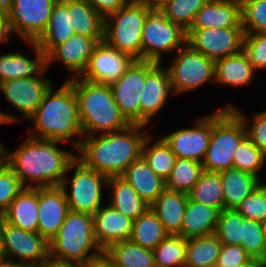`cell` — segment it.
<instances>
[{"label": "cell", "instance_id": "15", "mask_svg": "<svg viewBox=\"0 0 266 267\" xmlns=\"http://www.w3.org/2000/svg\"><path fill=\"white\" fill-rule=\"evenodd\" d=\"M194 126L184 127L162 138L177 158L202 163L209 146L212 130V113L195 119Z\"/></svg>", "mask_w": 266, "mask_h": 267}, {"label": "cell", "instance_id": "17", "mask_svg": "<svg viewBox=\"0 0 266 267\" xmlns=\"http://www.w3.org/2000/svg\"><path fill=\"white\" fill-rule=\"evenodd\" d=\"M134 61L130 55L118 51L103 40L94 47L89 64L80 78L91 83L111 84L118 80Z\"/></svg>", "mask_w": 266, "mask_h": 267}, {"label": "cell", "instance_id": "46", "mask_svg": "<svg viewBox=\"0 0 266 267\" xmlns=\"http://www.w3.org/2000/svg\"><path fill=\"white\" fill-rule=\"evenodd\" d=\"M242 50L257 73L266 70V34H244Z\"/></svg>", "mask_w": 266, "mask_h": 267}, {"label": "cell", "instance_id": "39", "mask_svg": "<svg viewBox=\"0 0 266 267\" xmlns=\"http://www.w3.org/2000/svg\"><path fill=\"white\" fill-rule=\"evenodd\" d=\"M187 238L168 234L153 250L155 267H184Z\"/></svg>", "mask_w": 266, "mask_h": 267}, {"label": "cell", "instance_id": "60", "mask_svg": "<svg viewBox=\"0 0 266 267\" xmlns=\"http://www.w3.org/2000/svg\"><path fill=\"white\" fill-rule=\"evenodd\" d=\"M258 186L262 189L263 193L266 196V182L262 181L261 178H259Z\"/></svg>", "mask_w": 266, "mask_h": 267}, {"label": "cell", "instance_id": "7", "mask_svg": "<svg viewBox=\"0 0 266 267\" xmlns=\"http://www.w3.org/2000/svg\"><path fill=\"white\" fill-rule=\"evenodd\" d=\"M70 171L72 172L71 176H69ZM107 180V176L88 168L76 157L69 164L66 175L60 184L65 193L69 210L93 215L103 206L102 204H105L103 202H106L103 191L107 188Z\"/></svg>", "mask_w": 266, "mask_h": 267}, {"label": "cell", "instance_id": "36", "mask_svg": "<svg viewBox=\"0 0 266 267\" xmlns=\"http://www.w3.org/2000/svg\"><path fill=\"white\" fill-rule=\"evenodd\" d=\"M168 234L157 215L149 208L133 221L129 240L144 248L154 250Z\"/></svg>", "mask_w": 266, "mask_h": 267}, {"label": "cell", "instance_id": "63", "mask_svg": "<svg viewBox=\"0 0 266 267\" xmlns=\"http://www.w3.org/2000/svg\"><path fill=\"white\" fill-rule=\"evenodd\" d=\"M109 267H121V266L114 265V264L109 260Z\"/></svg>", "mask_w": 266, "mask_h": 267}, {"label": "cell", "instance_id": "47", "mask_svg": "<svg viewBox=\"0 0 266 267\" xmlns=\"http://www.w3.org/2000/svg\"><path fill=\"white\" fill-rule=\"evenodd\" d=\"M24 189L17 175L5 164L0 170V215H4L13 199Z\"/></svg>", "mask_w": 266, "mask_h": 267}, {"label": "cell", "instance_id": "1", "mask_svg": "<svg viewBox=\"0 0 266 267\" xmlns=\"http://www.w3.org/2000/svg\"><path fill=\"white\" fill-rule=\"evenodd\" d=\"M26 137L14 151L6 148V165L24 187L60 186L76 153L60 147V141Z\"/></svg>", "mask_w": 266, "mask_h": 267}, {"label": "cell", "instance_id": "28", "mask_svg": "<svg viewBox=\"0 0 266 267\" xmlns=\"http://www.w3.org/2000/svg\"><path fill=\"white\" fill-rule=\"evenodd\" d=\"M9 224L30 232L38 230V187L24 189L13 199L5 214Z\"/></svg>", "mask_w": 266, "mask_h": 267}, {"label": "cell", "instance_id": "44", "mask_svg": "<svg viewBox=\"0 0 266 267\" xmlns=\"http://www.w3.org/2000/svg\"><path fill=\"white\" fill-rule=\"evenodd\" d=\"M243 217L234 209H223L218 216L215 234L224 244H242Z\"/></svg>", "mask_w": 266, "mask_h": 267}, {"label": "cell", "instance_id": "51", "mask_svg": "<svg viewBox=\"0 0 266 267\" xmlns=\"http://www.w3.org/2000/svg\"><path fill=\"white\" fill-rule=\"evenodd\" d=\"M11 36L14 37L11 27L10 20L7 11H2L0 13V45L5 44L10 41Z\"/></svg>", "mask_w": 266, "mask_h": 267}, {"label": "cell", "instance_id": "5", "mask_svg": "<svg viewBox=\"0 0 266 267\" xmlns=\"http://www.w3.org/2000/svg\"><path fill=\"white\" fill-rule=\"evenodd\" d=\"M103 256L94 237L93 215L69 210L49 241V258L57 263L84 264Z\"/></svg>", "mask_w": 266, "mask_h": 267}, {"label": "cell", "instance_id": "49", "mask_svg": "<svg viewBox=\"0 0 266 267\" xmlns=\"http://www.w3.org/2000/svg\"><path fill=\"white\" fill-rule=\"evenodd\" d=\"M242 217L261 222L266 217V196L257 186L235 209Z\"/></svg>", "mask_w": 266, "mask_h": 267}, {"label": "cell", "instance_id": "43", "mask_svg": "<svg viewBox=\"0 0 266 267\" xmlns=\"http://www.w3.org/2000/svg\"><path fill=\"white\" fill-rule=\"evenodd\" d=\"M241 26L244 34H266V0H241Z\"/></svg>", "mask_w": 266, "mask_h": 267}, {"label": "cell", "instance_id": "48", "mask_svg": "<svg viewBox=\"0 0 266 267\" xmlns=\"http://www.w3.org/2000/svg\"><path fill=\"white\" fill-rule=\"evenodd\" d=\"M242 246L222 243L216 267H260Z\"/></svg>", "mask_w": 266, "mask_h": 267}, {"label": "cell", "instance_id": "26", "mask_svg": "<svg viewBox=\"0 0 266 267\" xmlns=\"http://www.w3.org/2000/svg\"><path fill=\"white\" fill-rule=\"evenodd\" d=\"M189 194L165 189L150 208L157 215L164 229L169 234H179Z\"/></svg>", "mask_w": 266, "mask_h": 267}, {"label": "cell", "instance_id": "4", "mask_svg": "<svg viewBox=\"0 0 266 267\" xmlns=\"http://www.w3.org/2000/svg\"><path fill=\"white\" fill-rule=\"evenodd\" d=\"M68 81L77 96L83 137L117 132L130 125L121 114L110 84L91 83L80 77Z\"/></svg>", "mask_w": 266, "mask_h": 267}, {"label": "cell", "instance_id": "20", "mask_svg": "<svg viewBox=\"0 0 266 267\" xmlns=\"http://www.w3.org/2000/svg\"><path fill=\"white\" fill-rule=\"evenodd\" d=\"M69 211L60 186L38 187V230L48 242L57 234Z\"/></svg>", "mask_w": 266, "mask_h": 267}, {"label": "cell", "instance_id": "11", "mask_svg": "<svg viewBox=\"0 0 266 267\" xmlns=\"http://www.w3.org/2000/svg\"><path fill=\"white\" fill-rule=\"evenodd\" d=\"M51 80L50 77L36 76L1 82L0 93L20 115L0 111V120L6 124L28 120L38 108L45 92L53 84Z\"/></svg>", "mask_w": 266, "mask_h": 267}, {"label": "cell", "instance_id": "31", "mask_svg": "<svg viewBox=\"0 0 266 267\" xmlns=\"http://www.w3.org/2000/svg\"><path fill=\"white\" fill-rule=\"evenodd\" d=\"M224 193L225 209L236 207L258 186L259 178L252 173L237 168L219 172Z\"/></svg>", "mask_w": 266, "mask_h": 267}, {"label": "cell", "instance_id": "30", "mask_svg": "<svg viewBox=\"0 0 266 267\" xmlns=\"http://www.w3.org/2000/svg\"><path fill=\"white\" fill-rule=\"evenodd\" d=\"M75 34L68 7L57 1L53 7L47 28L36 41L42 52L47 55L55 46L66 42Z\"/></svg>", "mask_w": 266, "mask_h": 267}, {"label": "cell", "instance_id": "3", "mask_svg": "<svg viewBox=\"0 0 266 267\" xmlns=\"http://www.w3.org/2000/svg\"><path fill=\"white\" fill-rule=\"evenodd\" d=\"M53 86L45 92L38 108L28 119L33 128L27 134L37 139L70 144L69 147L77 150L83 139L77 96L68 80L56 90Z\"/></svg>", "mask_w": 266, "mask_h": 267}, {"label": "cell", "instance_id": "32", "mask_svg": "<svg viewBox=\"0 0 266 267\" xmlns=\"http://www.w3.org/2000/svg\"><path fill=\"white\" fill-rule=\"evenodd\" d=\"M63 3L71 12L75 34L104 38V18L87 0H68Z\"/></svg>", "mask_w": 266, "mask_h": 267}, {"label": "cell", "instance_id": "12", "mask_svg": "<svg viewBox=\"0 0 266 267\" xmlns=\"http://www.w3.org/2000/svg\"><path fill=\"white\" fill-rule=\"evenodd\" d=\"M58 0H8V16L14 37L36 42L49 23Z\"/></svg>", "mask_w": 266, "mask_h": 267}, {"label": "cell", "instance_id": "34", "mask_svg": "<svg viewBox=\"0 0 266 267\" xmlns=\"http://www.w3.org/2000/svg\"><path fill=\"white\" fill-rule=\"evenodd\" d=\"M221 247L215 233L187 238L184 267H215Z\"/></svg>", "mask_w": 266, "mask_h": 267}, {"label": "cell", "instance_id": "37", "mask_svg": "<svg viewBox=\"0 0 266 267\" xmlns=\"http://www.w3.org/2000/svg\"><path fill=\"white\" fill-rule=\"evenodd\" d=\"M189 197L193 201L217 208L220 212L225 209L224 193L219 173L204 171L189 192Z\"/></svg>", "mask_w": 266, "mask_h": 267}, {"label": "cell", "instance_id": "19", "mask_svg": "<svg viewBox=\"0 0 266 267\" xmlns=\"http://www.w3.org/2000/svg\"><path fill=\"white\" fill-rule=\"evenodd\" d=\"M100 41H103V38L74 34L46 55L47 69L51 68L54 61H60L71 74L67 80L80 77L89 64L94 47Z\"/></svg>", "mask_w": 266, "mask_h": 267}, {"label": "cell", "instance_id": "56", "mask_svg": "<svg viewBox=\"0 0 266 267\" xmlns=\"http://www.w3.org/2000/svg\"><path fill=\"white\" fill-rule=\"evenodd\" d=\"M24 267H53V261L50 259L42 262V263H37V264H24Z\"/></svg>", "mask_w": 266, "mask_h": 267}, {"label": "cell", "instance_id": "52", "mask_svg": "<svg viewBox=\"0 0 266 267\" xmlns=\"http://www.w3.org/2000/svg\"><path fill=\"white\" fill-rule=\"evenodd\" d=\"M170 0H132L133 3L143 6L150 11H161Z\"/></svg>", "mask_w": 266, "mask_h": 267}, {"label": "cell", "instance_id": "13", "mask_svg": "<svg viewBox=\"0 0 266 267\" xmlns=\"http://www.w3.org/2000/svg\"><path fill=\"white\" fill-rule=\"evenodd\" d=\"M186 34V44L214 61L243 48V27L188 29Z\"/></svg>", "mask_w": 266, "mask_h": 267}, {"label": "cell", "instance_id": "53", "mask_svg": "<svg viewBox=\"0 0 266 267\" xmlns=\"http://www.w3.org/2000/svg\"><path fill=\"white\" fill-rule=\"evenodd\" d=\"M82 267H109V259L103 254L96 260L82 264Z\"/></svg>", "mask_w": 266, "mask_h": 267}, {"label": "cell", "instance_id": "33", "mask_svg": "<svg viewBox=\"0 0 266 267\" xmlns=\"http://www.w3.org/2000/svg\"><path fill=\"white\" fill-rule=\"evenodd\" d=\"M103 254L121 267H155L153 250L144 248L128 240L108 246Z\"/></svg>", "mask_w": 266, "mask_h": 267}, {"label": "cell", "instance_id": "55", "mask_svg": "<svg viewBox=\"0 0 266 267\" xmlns=\"http://www.w3.org/2000/svg\"><path fill=\"white\" fill-rule=\"evenodd\" d=\"M0 267H24V264L2 257L0 258Z\"/></svg>", "mask_w": 266, "mask_h": 267}, {"label": "cell", "instance_id": "21", "mask_svg": "<svg viewBox=\"0 0 266 267\" xmlns=\"http://www.w3.org/2000/svg\"><path fill=\"white\" fill-rule=\"evenodd\" d=\"M33 50L34 58L22 51L0 54V83L18 78L46 76V55L36 42H26Z\"/></svg>", "mask_w": 266, "mask_h": 267}, {"label": "cell", "instance_id": "23", "mask_svg": "<svg viewBox=\"0 0 266 267\" xmlns=\"http://www.w3.org/2000/svg\"><path fill=\"white\" fill-rule=\"evenodd\" d=\"M241 26V1L208 0L196 13L189 29Z\"/></svg>", "mask_w": 266, "mask_h": 267}, {"label": "cell", "instance_id": "57", "mask_svg": "<svg viewBox=\"0 0 266 267\" xmlns=\"http://www.w3.org/2000/svg\"><path fill=\"white\" fill-rule=\"evenodd\" d=\"M53 267H82V264L57 263V262H53Z\"/></svg>", "mask_w": 266, "mask_h": 267}, {"label": "cell", "instance_id": "59", "mask_svg": "<svg viewBox=\"0 0 266 267\" xmlns=\"http://www.w3.org/2000/svg\"><path fill=\"white\" fill-rule=\"evenodd\" d=\"M8 9V0H0V10L7 11Z\"/></svg>", "mask_w": 266, "mask_h": 267}, {"label": "cell", "instance_id": "9", "mask_svg": "<svg viewBox=\"0 0 266 267\" xmlns=\"http://www.w3.org/2000/svg\"><path fill=\"white\" fill-rule=\"evenodd\" d=\"M172 56L168 70L175 96L215 83V61L185 44Z\"/></svg>", "mask_w": 266, "mask_h": 267}, {"label": "cell", "instance_id": "38", "mask_svg": "<svg viewBox=\"0 0 266 267\" xmlns=\"http://www.w3.org/2000/svg\"><path fill=\"white\" fill-rule=\"evenodd\" d=\"M203 172L202 163L191 159L177 158L172 173L165 181L166 189L189 194Z\"/></svg>", "mask_w": 266, "mask_h": 267}, {"label": "cell", "instance_id": "41", "mask_svg": "<svg viewBox=\"0 0 266 267\" xmlns=\"http://www.w3.org/2000/svg\"><path fill=\"white\" fill-rule=\"evenodd\" d=\"M266 165V155L245 136L234 154V168L247 171L261 178V170Z\"/></svg>", "mask_w": 266, "mask_h": 267}, {"label": "cell", "instance_id": "29", "mask_svg": "<svg viewBox=\"0 0 266 267\" xmlns=\"http://www.w3.org/2000/svg\"><path fill=\"white\" fill-rule=\"evenodd\" d=\"M219 213L217 208L193 201L189 197L183 217L181 236L190 238L214 234Z\"/></svg>", "mask_w": 266, "mask_h": 267}, {"label": "cell", "instance_id": "42", "mask_svg": "<svg viewBox=\"0 0 266 267\" xmlns=\"http://www.w3.org/2000/svg\"><path fill=\"white\" fill-rule=\"evenodd\" d=\"M208 0H170L161 12L172 22L188 30L196 13Z\"/></svg>", "mask_w": 266, "mask_h": 267}, {"label": "cell", "instance_id": "8", "mask_svg": "<svg viewBox=\"0 0 266 267\" xmlns=\"http://www.w3.org/2000/svg\"><path fill=\"white\" fill-rule=\"evenodd\" d=\"M149 9L133 2L104 19L103 40L135 60H142V30Z\"/></svg>", "mask_w": 266, "mask_h": 267}, {"label": "cell", "instance_id": "64", "mask_svg": "<svg viewBox=\"0 0 266 267\" xmlns=\"http://www.w3.org/2000/svg\"><path fill=\"white\" fill-rule=\"evenodd\" d=\"M218 1H241V0H218Z\"/></svg>", "mask_w": 266, "mask_h": 267}, {"label": "cell", "instance_id": "10", "mask_svg": "<svg viewBox=\"0 0 266 267\" xmlns=\"http://www.w3.org/2000/svg\"><path fill=\"white\" fill-rule=\"evenodd\" d=\"M186 30L161 11H150L142 30V60L162 64L163 55L176 53L186 44Z\"/></svg>", "mask_w": 266, "mask_h": 267}, {"label": "cell", "instance_id": "14", "mask_svg": "<svg viewBox=\"0 0 266 267\" xmlns=\"http://www.w3.org/2000/svg\"><path fill=\"white\" fill-rule=\"evenodd\" d=\"M152 61H145V82L140 98V125L147 126L174 95L166 67Z\"/></svg>", "mask_w": 266, "mask_h": 267}, {"label": "cell", "instance_id": "58", "mask_svg": "<svg viewBox=\"0 0 266 267\" xmlns=\"http://www.w3.org/2000/svg\"><path fill=\"white\" fill-rule=\"evenodd\" d=\"M2 120H0V125H4ZM0 156H6V146L3 145L2 141H0Z\"/></svg>", "mask_w": 266, "mask_h": 267}, {"label": "cell", "instance_id": "35", "mask_svg": "<svg viewBox=\"0 0 266 267\" xmlns=\"http://www.w3.org/2000/svg\"><path fill=\"white\" fill-rule=\"evenodd\" d=\"M152 136L154 137L149 133L145 138L141 156L155 174L166 181L172 173L177 157L162 137L151 144Z\"/></svg>", "mask_w": 266, "mask_h": 267}, {"label": "cell", "instance_id": "16", "mask_svg": "<svg viewBox=\"0 0 266 267\" xmlns=\"http://www.w3.org/2000/svg\"><path fill=\"white\" fill-rule=\"evenodd\" d=\"M4 257L22 264H37L49 260V242L38 232L15 227L5 221Z\"/></svg>", "mask_w": 266, "mask_h": 267}, {"label": "cell", "instance_id": "6", "mask_svg": "<svg viewBox=\"0 0 266 267\" xmlns=\"http://www.w3.org/2000/svg\"><path fill=\"white\" fill-rule=\"evenodd\" d=\"M215 110L212 112L210 142L202 165L204 171L219 173L234 167V154L246 136V128L231 108Z\"/></svg>", "mask_w": 266, "mask_h": 267}, {"label": "cell", "instance_id": "54", "mask_svg": "<svg viewBox=\"0 0 266 267\" xmlns=\"http://www.w3.org/2000/svg\"><path fill=\"white\" fill-rule=\"evenodd\" d=\"M4 227H5V217L0 215V258L4 257Z\"/></svg>", "mask_w": 266, "mask_h": 267}, {"label": "cell", "instance_id": "18", "mask_svg": "<svg viewBox=\"0 0 266 267\" xmlns=\"http://www.w3.org/2000/svg\"><path fill=\"white\" fill-rule=\"evenodd\" d=\"M145 82V61L135 60L126 72L110 84L121 114L130 124H140V98Z\"/></svg>", "mask_w": 266, "mask_h": 267}, {"label": "cell", "instance_id": "45", "mask_svg": "<svg viewBox=\"0 0 266 267\" xmlns=\"http://www.w3.org/2000/svg\"><path fill=\"white\" fill-rule=\"evenodd\" d=\"M219 108H231L243 121L246 136L266 155V110L255 112L250 121L249 117L246 116L247 114H244L242 109L233 103H227Z\"/></svg>", "mask_w": 266, "mask_h": 267}, {"label": "cell", "instance_id": "27", "mask_svg": "<svg viewBox=\"0 0 266 267\" xmlns=\"http://www.w3.org/2000/svg\"><path fill=\"white\" fill-rule=\"evenodd\" d=\"M107 188L111 192L107 199L108 204L133 221L150 208L121 176L108 177Z\"/></svg>", "mask_w": 266, "mask_h": 267}, {"label": "cell", "instance_id": "22", "mask_svg": "<svg viewBox=\"0 0 266 267\" xmlns=\"http://www.w3.org/2000/svg\"><path fill=\"white\" fill-rule=\"evenodd\" d=\"M132 226V219L124 216L109 204H103L93 214L94 237L103 251L114 243L128 240Z\"/></svg>", "mask_w": 266, "mask_h": 267}, {"label": "cell", "instance_id": "24", "mask_svg": "<svg viewBox=\"0 0 266 267\" xmlns=\"http://www.w3.org/2000/svg\"><path fill=\"white\" fill-rule=\"evenodd\" d=\"M257 72L243 50L215 61V83L223 87L242 88L251 84Z\"/></svg>", "mask_w": 266, "mask_h": 267}, {"label": "cell", "instance_id": "25", "mask_svg": "<svg viewBox=\"0 0 266 267\" xmlns=\"http://www.w3.org/2000/svg\"><path fill=\"white\" fill-rule=\"evenodd\" d=\"M149 205L166 189L165 180L155 174L141 156L120 175Z\"/></svg>", "mask_w": 266, "mask_h": 267}, {"label": "cell", "instance_id": "40", "mask_svg": "<svg viewBox=\"0 0 266 267\" xmlns=\"http://www.w3.org/2000/svg\"><path fill=\"white\" fill-rule=\"evenodd\" d=\"M241 246L255 262L266 265V240L259 221L243 217Z\"/></svg>", "mask_w": 266, "mask_h": 267}, {"label": "cell", "instance_id": "62", "mask_svg": "<svg viewBox=\"0 0 266 267\" xmlns=\"http://www.w3.org/2000/svg\"><path fill=\"white\" fill-rule=\"evenodd\" d=\"M6 164V156H0V170Z\"/></svg>", "mask_w": 266, "mask_h": 267}, {"label": "cell", "instance_id": "61", "mask_svg": "<svg viewBox=\"0 0 266 267\" xmlns=\"http://www.w3.org/2000/svg\"><path fill=\"white\" fill-rule=\"evenodd\" d=\"M260 223H261V227H262V232H263L265 240H266V217Z\"/></svg>", "mask_w": 266, "mask_h": 267}, {"label": "cell", "instance_id": "2", "mask_svg": "<svg viewBox=\"0 0 266 267\" xmlns=\"http://www.w3.org/2000/svg\"><path fill=\"white\" fill-rule=\"evenodd\" d=\"M148 129L145 125L130 124L117 132L85 136L76 157L107 177L120 176L141 157L143 142L151 133Z\"/></svg>", "mask_w": 266, "mask_h": 267}, {"label": "cell", "instance_id": "50", "mask_svg": "<svg viewBox=\"0 0 266 267\" xmlns=\"http://www.w3.org/2000/svg\"><path fill=\"white\" fill-rule=\"evenodd\" d=\"M105 19L110 14L128 5L132 0H87Z\"/></svg>", "mask_w": 266, "mask_h": 267}]
</instances>
